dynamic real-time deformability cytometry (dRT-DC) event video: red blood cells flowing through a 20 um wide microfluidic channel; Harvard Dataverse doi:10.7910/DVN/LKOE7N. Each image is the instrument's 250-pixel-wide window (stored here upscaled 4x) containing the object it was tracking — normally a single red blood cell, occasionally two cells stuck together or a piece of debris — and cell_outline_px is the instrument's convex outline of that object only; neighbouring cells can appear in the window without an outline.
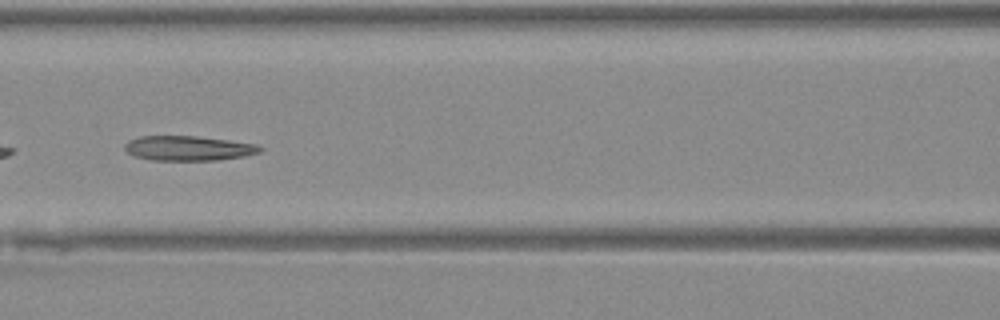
{"species": "Egyptian fruit bat (a non-hibernating species)", "species_latin": "Rousettus aegyptiacus", "temperature_condition": "warm", "stored_images_in_passage": 13, "camera_frame_rate_fps": 3000, "um_per_image_px": 0.085, "animal": {"sex": "female"}, "frame": {"image": 1, "passage_image": 8, "time_ms": 2.333, "image_size_px": [1000, 320], "cell_outline_px": [[264, 148], [260, 152], [244, 156], [216, 160], [152, 160], [132, 156], [124, 148], [124, 144], [128, 140], [140, 136], [196, 136], [228, 140], [256, 144]], "centroid_in_image_um": [15.98, 12.6], "position_along_channel_um": 150.6, "area_um2": 19.54}}